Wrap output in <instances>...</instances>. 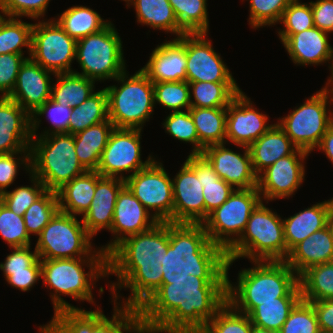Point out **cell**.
<instances>
[{"label":"cell","mask_w":333,"mask_h":333,"mask_svg":"<svg viewBox=\"0 0 333 333\" xmlns=\"http://www.w3.org/2000/svg\"><path fill=\"white\" fill-rule=\"evenodd\" d=\"M227 302V277L162 280L139 308L146 331L200 333Z\"/></svg>","instance_id":"cell-1"},{"label":"cell","mask_w":333,"mask_h":333,"mask_svg":"<svg viewBox=\"0 0 333 333\" xmlns=\"http://www.w3.org/2000/svg\"><path fill=\"white\" fill-rule=\"evenodd\" d=\"M168 247L169 222H159L148 231L128 236L118 243L107 254V278L109 275L118 278L108 285L113 301L139 309L162 284ZM122 288L131 290L128 297L121 298Z\"/></svg>","instance_id":"cell-2"},{"label":"cell","mask_w":333,"mask_h":333,"mask_svg":"<svg viewBox=\"0 0 333 333\" xmlns=\"http://www.w3.org/2000/svg\"><path fill=\"white\" fill-rule=\"evenodd\" d=\"M226 264V252L209 240L202 223L169 222L162 280L227 277Z\"/></svg>","instance_id":"cell-3"},{"label":"cell","mask_w":333,"mask_h":333,"mask_svg":"<svg viewBox=\"0 0 333 333\" xmlns=\"http://www.w3.org/2000/svg\"><path fill=\"white\" fill-rule=\"evenodd\" d=\"M238 272L237 283L227 275V302L248 315L259 303L280 297H302L299 276L285 261H251Z\"/></svg>","instance_id":"cell-4"},{"label":"cell","mask_w":333,"mask_h":333,"mask_svg":"<svg viewBox=\"0 0 333 333\" xmlns=\"http://www.w3.org/2000/svg\"><path fill=\"white\" fill-rule=\"evenodd\" d=\"M86 267L89 269L87 272ZM41 269L43 286L53 290L50 298L54 313L63 309H78L66 302L62 295L97 306L92 289L98 279L108 276L107 257L41 259Z\"/></svg>","instance_id":"cell-5"},{"label":"cell","mask_w":333,"mask_h":333,"mask_svg":"<svg viewBox=\"0 0 333 333\" xmlns=\"http://www.w3.org/2000/svg\"><path fill=\"white\" fill-rule=\"evenodd\" d=\"M226 270L240 258L249 261H285L287 247L283 221L261 201L252 211L239 239L226 251Z\"/></svg>","instance_id":"cell-6"},{"label":"cell","mask_w":333,"mask_h":333,"mask_svg":"<svg viewBox=\"0 0 333 333\" xmlns=\"http://www.w3.org/2000/svg\"><path fill=\"white\" fill-rule=\"evenodd\" d=\"M30 165V174L38 178L46 190L55 192L87 172L78 160L74 135L70 133L32 137Z\"/></svg>","instance_id":"cell-7"},{"label":"cell","mask_w":333,"mask_h":333,"mask_svg":"<svg viewBox=\"0 0 333 333\" xmlns=\"http://www.w3.org/2000/svg\"><path fill=\"white\" fill-rule=\"evenodd\" d=\"M127 72L125 70L113 80L121 84L120 87H105L108 119L115 128L142 130L154 112L153 82L141 69L130 76Z\"/></svg>","instance_id":"cell-8"},{"label":"cell","mask_w":333,"mask_h":333,"mask_svg":"<svg viewBox=\"0 0 333 333\" xmlns=\"http://www.w3.org/2000/svg\"><path fill=\"white\" fill-rule=\"evenodd\" d=\"M112 317L102 307L95 310L63 309L39 326V333H154L146 331L138 308L119 305L115 301Z\"/></svg>","instance_id":"cell-9"},{"label":"cell","mask_w":333,"mask_h":333,"mask_svg":"<svg viewBox=\"0 0 333 333\" xmlns=\"http://www.w3.org/2000/svg\"><path fill=\"white\" fill-rule=\"evenodd\" d=\"M77 217L61 211L54 215L37 237L35 250L40 259L107 257L99 246L94 248L93 237Z\"/></svg>","instance_id":"cell-10"},{"label":"cell","mask_w":333,"mask_h":333,"mask_svg":"<svg viewBox=\"0 0 333 333\" xmlns=\"http://www.w3.org/2000/svg\"><path fill=\"white\" fill-rule=\"evenodd\" d=\"M122 43L112 22L101 31L78 39L75 60L81 72H73L96 82L114 80L126 70Z\"/></svg>","instance_id":"cell-11"},{"label":"cell","mask_w":333,"mask_h":333,"mask_svg":"<svg viewBox=\"0 0 333 333\" xmlns=\"http://www.w3.org/2000/svg\"><path fill=\"white\" fill-rule=\"evenodd\" d=\"M331 105L332 98L321 88L276 123L298 149L311 154L333 123Z\"/></svg>","instance_id":"cell-12"},{"label":"cell","mask_w":333,"mask_h":333,"mask_svg":"<svg viewBox=\"0 0 333 333\" xmlns=\"http://www.w3.org/2000/svg\"><path fill=\"white\" fill-rule=\"evenodd\" d=\"M261 201L257 188L235 189L202 223L209 240L226 252L239 239L252 211Z\"/></svg>","instance_id":"cell-13"},{"label":"cell","mask_w":333,"mask_h":333,"mask_svg":"<svg viewBox=\"0 0 333 333\" xmlns=\"http://www.w3.org/2000/svg\"><path fill=\"white\" fill-rule=\"evenodd\" d=\"M77 40L53 19L38 20L32 29L30 58L54 74L73 72Z\"/></svg>","instance_id":"cell-14"},{"label":"cell","mask_w":333,"mask_h":333,"mask_svg":"<svg viewBox=\"0 0 333 333\" xmlns=\"http://www.w3.org/2000/svg\"><path fill=\"white\" fill-rule=\"evenodd\" d=\"M125 185L158 222L173 223L172 178L163 163L155 158L146 168L126 178Z\"/></svg>","instance_id":"cell-15"},{"label":"cell","mask_w":333,"mask_h":333,"mask_svg":"<svg viewBox=\"0 0 333 333\" xmlns=\"http://www.w3.org/2000/svg\"><path fill=\"white\" fill-rule=\"evenodd\" d=\"M140 129L114 128L103 150L97 172L102 177L125 180L137 171L146 168L155 157L150 155L141 160ZM124 173H130L125 176Z\"/></svg>","instance_id":"cell-16"},{"label":"cell","mask_w":333,"mask_h":333,"mask_svg":"<svg viewBox=\"0 0 333 333\" xmlns=\"http://www.w3.org/2000/svg\"><path fill=\"white\" fill-rule=\"evenodd\" d=\"M310 153L296 149L280 158L258 175L257 189L261 200L268 204L277 199H289L305 180V160Z\"/></svg>","instance_id":"cell-17"},{"label":"cell","mask_w":333,"mask_h":333,"mask_svg":"<svg viewBox=\"0 0 333 333\" xmlns=\"http://www.w3.org/2000/svg\"><path fill=\"white\" fill-rule=\"evenodd\" d=\"M208 33H185L186 81L236 83L221 54L217 53Z\"/></svg>","instance_id":"cell-18"},{"label":"cell","mask_w":333,"mask_h":333,"mask_svg":"<svg viewBox=\"0 0 333 333\" xmlns=\"http://www.w3.org/2000/svg\"><path fill=\"white\" fill-rule=\"evenodd\" d=\"M251 99L241 90L227 107L226 144L249 147L273 124L266 114L252 104Z\"/></svg>","instance_id":"cell-19"},{"label":"cell","mask_w":333,"mask_h":333,"mask_svg":"<svg viewBox=\"0 0 333 333\" xmlns=\"http://www.w3.org/2000/svg\"><path fill=\"white\" fill-rule=\"evenodd\" d=\"M159 223L125 185L119 192L114 208L111 232L113 239L101 250L108 254L128 236L148 231Z\"/></svg>","instance_id":"cell-20"},{"label":"cell","mask_w":333,"mask_h":333,"mask_svg":"<svg viewBox=\"0 0 333 333\" xmlns=\"http://www.w3.org/2000/svg\"><path fill=\"white\" fill-rule=\"evenodd\" d=\"M239 148L244 150L242 154L227 148L226 143L215 144L205 147L202 155L218 176L235 189L257 188L258 175L253 169L248 147Z\"/></svg>","instance_id":"cell-21"},{"label":"cell","mask_w":333,"mask_h":333,"mask_svg":"<svg viewBox=\"0 0 333 333\" xmlns=\"http://www.w3.org/2000/svg\"><path fill=\"white\" fill-rule=\"evenodd\" d=\"M173 223H203L205 202L203 187L195 170L185 161L172 178Z\"/></svg>","instance_id":"cell-22"},{"label":"cell","mask_w":333,"mask_h":333,"mask_svg":"<svg viewBox=\"0 0 333 333\" xmlns=\"http://www.w3.org/2000/svg\"><path fill=\"white\" fill-rule=\"evenodd\" d=\"M56 74L44 69L31 58L21 65L14 90L8 96L18 103L30 116L51 98L52 84Z\"/></svg>","instance_id":"cell-23"},{"label":"cell","mask_w":333,"mask_h":333,"mask_svg":"<svg viewBox=\"0 0 333 333\" xmlns=\"http://www.w3.org/2000/svg\"><path fill=\"white\" fill-rule=\"evenodd\" d=\"M31 116L9 97L0 96V154L30 151Z\"/></svg>","instance_id":"cell-24"},{"label":"cell","mask_w":333,"mask_h":333,"mask_svg":"<svg viewBox=\"0 0 333 333\" xmlns=\"http://www.w3.org/2000/svg\"><path fill=\"white\" fill-rule=\"evenodd\" d=\"M158 44L141 70L152 82L186 81L185 34Z\"/></svg>","instance_id":"cell-25"},{"label":"cell","mask_w":333,"mask_h":333,"mask_svg":"<svg viewBox=\"0 0 333 333\" xmlns=\"http://www.w3.org/2000/svg\"><path fill=\"white\" fill-rule=\"evenodd\" d=\"M328 33L312 27L297 34H291L283 43L290 60L297 66H318L330 62L333 46L328 40Z\"/></svg>","instance_id":"cell-26"},{"label":"cell","mask_w":333,"mask_h":333,"mask_svg":"<svg viewBox=\"0 0 333 333\" xmlns=\"http://www.w3.org/2000/svg\"><path fill=\"white\" fill-rule=\"evenodd\" d=\"M124 186L125 180L119 178L101 177L97 181L91 205L81 217L92 237L103 229H111L117 197Z\"/></svg>","instance_id":"cell-27"},{"label":"cell","mask_w":333,"mask_h":333,"mask_svg":"<svg viewBox=\"0 0 333 333\" xmlns=\"http://www.w3.org/2000/svg\"><path fill=\"white\" fill-rule=\"evenodd\" d=\"M332 209L333 197L319 203L316 202L311 207L282 219L287 257L297 244L309 238L313 232L326 227L328 214Z\"/></svg>","instance_id":"cell-28"},{"label":"cell","mask_w":333,"mask_h":333,"mask_svg":"<svg viewBox=\"0 0 333 333\" xmlns=\"http://www.w3.org/2000/svg\"><path fill=\"white\" fill-rule=\"evenodd\" d=\"M333 261V240L326 227L297 244L285 262L300 276L308 268Z\"/></svg>","instance_id":"cell-29"},{"label":"cell","mask_w":333,"mask_h":333,"mask_svg":"<svg viewBox=\"0 0 333 333\" xmlns=\"http://www.w3.org/2000/svg\"><path fill=\"white\" fill-rule=\"evenodd\" d=\"M296 149L297 147L277 123L248 147L253 169L257 175L280 158L291 155Z\"/></svg>","instance_id":"cell-30"},{"label":"cell","mask_w":333,"mask_h":333,"mask_svg":"<svg viewBox=\"0 0 333 333\" xmlns=\"http://www.w3.org/2000/svg\"><path fill=\"white\" fill-rule=\"evenodd\" d=\"M101 177L97 171H87L64 184L56 191L59 211L83 216L91 205L96 183Z\"/></svg>","instance_id":"cell-31"},{"label":"cell","mask_w":333,"mask_h":333,"mask_svg":"<svg viewBox=\"0 0 333 333\" xmlns=\"http://www.w3.org/2000/svg\"><path fill=\"white\" fill-rule=\"evenodd\" d=\"M196 172L203 187L205 220L209 214L220 207L233 193L235 188L221 179L213 166L202 154H189L185 160Z\"/></svg>","instance_id":"cell-32"},{"label":"cell","mask_w":333,"mask_h":333,"mask_svg":"<svg viewBox=\"0 0 333 333\" xmlns=\"http://www.w3.org/2000/svg\"><path fill=\"white\" fill-rule=\"evenodd\" d=\"M108 119L74 134L75 151L78 160L87 171H96L110 133L114 129Z\"/></svg>","instance_id":"cell-33"},{"label":"cell","mask_w":333,"mask_h":333,"mask_svg":"<svg viewBox=\"0 0 333 333\" xmlns=\"http://www.w3.org/2000/svg\"><path fill=\"white\" fill-rule=\"evenodd\" d=\"M130 6L135 9L137 23L176 35L175 38L185 34L168 0H131L127 8Z\"/></svg>","instance_id":"cell-34"},{"label":"cell","mask_w":333,"mask_h":333,"mask_svg":"<svg viewBox=\"0 0 333 333\" xmlns=\"http://www.w3.org/2000/svg\"><path fill=\"white\" fill-rule=\"evenodd\" d=\"M198 135V154H202L205 147L226 143L227 108L189 109Z\"/></svg>","instance_id":"cell-35"},{"label":"cell","mask_w":333,"mask_h":333,"mask_svg":"<svg viewBox=\"0 0 333 333\" xmlns=\"http://www.w3.org/2000/svg\"><path fill=\"white\" fill-rule=\"evenodd\" d=\"M54 19L70 37L76 40L101 31L111 22L101 18L94 9L83 5H73Z\"/></svg>","instance_id":"cell-36"},{"label":"cell","mask_w":333,"mask_h":333,"mask_svg":"<svg viewBox=\"0 0 333 333\" xmlns=\"http://www.w3.org/2000/svg\"><path fill=\"white\" fill-rule=\"evenodd\" d=\"M95 82L74 72L56 74L51 99L63 106H79L95 93Z\"/></svg>","instance_id":"cell-37"},{"label":"cell","mask_w":333,"mask_h":333,"mask_svg":"<svg viewBox=\"0 0 333 333\" xmlns=\"http://www.w3.org/2000/svg\"><path fill=\"white\" fill-rule=\"evenodd\" d=\"M189 87L191 107L201 108H227L241 91L237 83L198 81L190 82Z\"/></svg>","instance_id":"cell-38"},{"label":"cell","mask_w":333,"mask_h":333,"mask_svg":"<svg viewBox=\"0 0 333 333\" xmlns=\"http://www.w3.org/2000/svg\"><path fill=\"white\" fill-rule=\"evenodd\" d=\"M299 285L305 301L333 299V261L305 270L299 276Z\"/></svg>","instance_id":"cell-39"},{"label":"cell","mask_w":333,"mask_h":333,"mask_svg":"<svg viewBox=\"0 0 333 333\" xmlns=\"http://www.w3.org/2000/svg\"><path fill=\"white\" fill-rule=\"evenodd\" d=\"M108 120L107 93L105 88L93 93L79 106L72 108L69 133L74 135L86 128Z\"/></svg>","instance_id":"cell-40"},{"label":"cell","mask_w":333,"mask_h":333,"mask_svg":"<svg viewBox=\"0 0 333 333\" xmlns=\"http://www.w3.org/2000/svg\"><path fill=\"white\" fill-rule=\"evenodd\" d=\"M302 297H280L277 301L259 303L249 314L257 327L279 332L287 317Z\"/></svg>","instance_id":"cell-41"},{"label":"cell","mask_w":333,"mask_h":333,"mask_svg":"<svg viewBox=\"0 0 333 333\" xmlns=\"http://www.w3.org/2000/svg\"><path fill=\"white\" fill-rule=\"evenodd\" d=\"M33 25L22 18L5 16L0 21V54H24V47L30 57Z\"/></svg>","instance_id":"cell-42"},{"label":"cell","mask_w":333,"mask_h":333,"mask_svg":"<svg viewBox=\"0 0 333 333\" xmlns=\"http://www.w3.org/2000/svg\"><path fill=\"white\" fill-rule=\"evenodd\" d=\"M185 33H209L207 0H168Z\"/></svg>","instance_id":"cell-43"},{"label":"cell","mask_w":333,"mask_h":333,"mask_svg":"<svg viewBox=\"0 0 333 333\" xmlns=\"http://www.w3.org/2000/svg\"><path fill=\"white\" fill-rule=\"evenodd\" d=\"M72 112V107L63 106L51 98L44 102L35 112L31 114V136H47L54 133H69V120ZM46 115L51 127L45 128L40 133H37L42 122L41 117ZM41 116V117H40Z\"/></svg>","instance_id":"cell-44"},{"label":"cell","mask_w":333,"mask_h":333,"mask_svg":"<svg viewBox=\"0 0 333 333\" xmlns=\"http://www.w3.org/2000/svg\"><path fill=\"white\" fill-rule=\"evenodd\" d=\"M58 211L57 193L55 191L46 190L23 215L29 236L35 235L38 237Z\"/></svg>","instance_id":"cell-45"},{"label":"cell","mask_w":333,"mask_h":333,"mask_svg":"<svg viewBox=\"0 0 333 333\" xmlns=\"http://www.w3.org/2000/svg\"><path fill=\"white\" fill-rule=\"evenodd\" d=\"M154 104L169 109L171 112L189 110L190 87L187 81L153 82Z\"/></svg>","instance_id":"cell-46"},{"label":"cell","mask_w":333,"mask_h":333,"mask_svg":"<svg viewBox=\"0 0 333 333\" xmlns=\"http://www.w3.org/2000/svg\"><path fill=\"white\" fill-rule=\"evenodd\" d=\"M252 327L248 315L226 302L200 333H251Z\"/></svg>","instance_id":"cell-47"},{"label":"cell","mask_w":333,"mask_h":333,"mask_svg":"<svg viewBox=\"0 0 333 333\" xmlns=\"http://www.w3.org/2000/svg\"><path fill=\"white\" fill-rule=\"evenodd\" d=\"M280 24L284 28L278 29V36L283 43L291 34H297L314 27L311 4L293 0L284 10Z\"/></svg>","instance_id":"cell-48"},{"label":"cell","mask_w":333,"mask_h":333,"mask_svg":"<svg viewBox=\"0 0 333 333\" xmlns=\"http://www.w3.org/2000/svg\"><path fill=\"white\" fill-rule=\"evenodd\" d=\"M30 177L31 185L18 186L12 191L6 190L0 194V201L16 215L23 216L26 210L38 199L45 191V185L32 174Z\"/></svg>","instance_id":"cell-49"},{"label":"cell","mask_w":333,"mask_h":333,"mask_svg":"<svg viewBox=\"0 0 333 333\" xmlns=\"http://www.w3.org/2000/svg\"><path fill=\"white\" fill-rule=\"evenodd\" d=\"M244 1V0H242ZM251 28L258 29L265 26L279 24L284 10L293 0H248Z\"/></svg>","instance_id":"cell-50"},{"label":"cell","mask_w":333,"mask_h":333,"mask_svg":"<svg viewBox=\"0 0 333 333\" xmlns=\"http://www.w3.org/2000/svg\"><path fill=\"white\" fill-rule=\"evenodd\" d=\"M0 237L9 248L31 246L23 216L16 215L0 201Z\"/></svg>","instance_id":"cell-51"},{"label":"cell","mask_w":333,"mask_h":333,"mask_svg":"<svg viewBox=\"0 0 333 333\" xmlns=\"http://www.w3.org/2000/svg\"><path fill=\"white\" fill-rule=\"evenodd\" d=\"M162 123L165 133L184 143L192 144L190 154H198V135L189 110L170 112Z\"/></svg>","instance_id":"cell-52"},{"label":"cell","mask_w":333,"mask_h":333,"mask_svg":"<svg viewBox=\"0 0 333 333\" xmlns=\"http://www.w3.org/2000/svg\"><path fill=\"white\" fill-rule=\"evenodd\" d=\"M278 333H321L312 304L301 299Z\"/></svg>","instance_id":"cell-53"},{"label":"cell","mask_w":333,"mask_h":333,"mask_svg":"<svg viewBox=\"0 0 333 333\" xmlns=\"http://www.w3.org/2000/svg\"><path fill=\"white\" fill-rule=\"evenodd\" d=\"M22 166L30 174V151L0 154V194L13 185Z\"/></svg>","instance_id":"cell-54"},{"label":"cell","mask_w":333,"mask_h":333,"mask_svg":"<svg viewBox=\"0 0 333 333\" xmlns=\"http://www.w3.org/2000/svg\"><path fill=\"white\" fill-rule=\"evenodd\" d=\"M4 15L7 17L43 20L51 0H1Z\"/></svg>","instance_id":"cell-55"},{"label":"cell","mask_w":333,"mask_h":333,"mask_svg":"<svg viewBox=\"0 0 333 333\" xmlns=\"http://www.w3.org/2000/svg\"><path fill=\"white\" fill-rule=\"evenodd\" d=\"M24 54H0V96L8 97L14 90L17 75L24 61Z\"/></svg>","instance_id":"cell-56"},{"label":"cell","mask_w":333,"mask_h":333,"mask_svg":"<svg viewBox=\"0 0 333 333\" xmlns=\"http://www.w3.org/2000/svg\"><path fill=\"white\" fill-rule=\"evenodd\" d=\"M31 246L15 247L7 254L4 262L0 263V270L3 272L27 271L28 267H41V259L37 251H30Z\"/></svg>","instance_id":"cell-57"},{"label":"cell","mask_w":333,"mask_h":333,"mask_svg":"<svg viewBox=\"0 0 333 333\" xmlns=\"http://www.w3.org/2000/svg\"><path fill=\"white\" fill-rule=\"evenodd\" d=\"M7 284L23 292L30 291L42 279L41 267H28L27 271L3 272Z\"/></svg>","instance_id":"cell-58"},{"label":"cell","mask_w":333,"mask_h":333,"mask_svg":"<svg viewBox=\"0 0 333 333\" xmlns=\"http://www.w3.org/2000/svg\"><path fill=\"white\" fill-rule=\"evenodd\" d=\"M314 25L326 33L333 32V0L310 1Z\"/></svg>","instance_id":"cell-59"},{"label":"cell","mask_w":333,"mask_h":333,"mask_svg":"<svg viewBox=\"0 0 333 333\" xmlns=\"http://www.w3.org/2000/svg\"><path fill=\"white\" fill-rule=\"evenodd\" d=\"M308 302L315 310L321 333H333V299Z\"/></svg>","instance_id":"cell-60"},{"label":"cell","mask_w":333,"mask_h":333,"mask_svg":"<svg viewBox=\"0 0 333 333\" xmlns=\"http://www.w3.org/2000/svg\"><path fill=\"white\" fill-rule=\"evenodd\" d=\"M317 150L323 152L329 161L333 163V123L323 135Z\"/></svg>","instance_id":"cell-61"},{"label":"cell","mask_w":333,"mask_h":333,"mask_svg":"<svg viewBox=\"0 0 333 333\" xmlns=\"http://www.w3.org/2000/svg\"><path fill=\"white\" fill-rule=\"evenodd\" d=\"M329 70L331 71L330 77L327 79V82L325 83V86L322 87L324 91L328 93L329 96H331L333 100V57L330 61V65L328 66Z\"/></svg>","instance_id":"cell-62"},{"label":"cell","mask_w":333,"mask_h":333,"mask_svg":"<svg viewBox=\"0 0 333 333\" xmlns=\"http://www.w3.org/2000/svg\"><path fill=\"white\" fill-rule=\"evenodd\" d=\"M329 232H330V235H331V238L333 240V209L331 210V212L328 214V218H327V224H326Z\"/></svg>","instance_id":"cell-63"},{"label":"cell","mask_w":333,"mask_h":333,"mask_svg":"<svg viewBox=\"0 0 333 333\" xmlns=\"http://www.w3.org/2000/svg\"><path fill=\"white\" fill-rule=\"evenodd\" d=\"M251 333H278L269 329H264L253 325Z\"/></svg>","instance_id":"cell-64"},{"label":"cell","mask_w":333,"mask_h":333,"mask_svg":"<svg viewBox=\"0 0 333 333\" xmlns=\"http://www.w3.org/2000/svg\"><path fill=\"white\" fill-rule=\"evenodd\" d=\"M5 17L2 7V1L0 0V21Z\"/></svg>","instance_id":"cell-65"},{"label":"cell","mask_w":333,"mask_h":333,"mask_svg":"<svg viewBox=\"0 0 333 333\" xmlns=\"http://www.w3.org/2000/svg\"><path fill=\"white\" fill-rule=\"evenodd\" d=\"M126 2V6L131 2V0H122Z\"/></svg>","instance_id":"cell-66"}]
</instances>
